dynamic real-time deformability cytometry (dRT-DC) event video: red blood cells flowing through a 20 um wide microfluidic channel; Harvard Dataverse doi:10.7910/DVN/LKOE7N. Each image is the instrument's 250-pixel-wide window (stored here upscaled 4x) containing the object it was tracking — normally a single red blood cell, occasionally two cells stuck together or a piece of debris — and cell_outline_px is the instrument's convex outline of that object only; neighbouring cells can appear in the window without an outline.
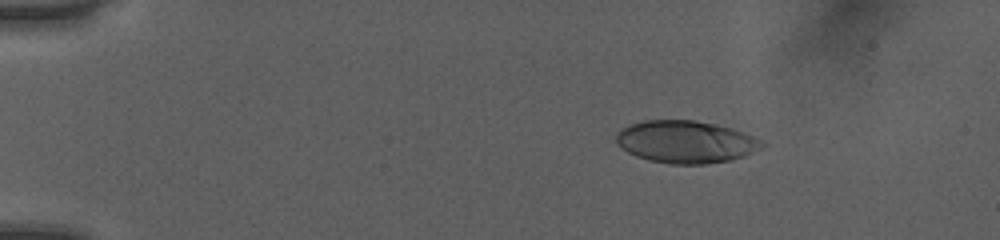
{"species": "human", "species_latin": "Homo sapiens", "temperature_condition": "room temperature", "stored_images_in_passage": 51, "camera_frame_rate_fps": 3000, "um_per_image_px": 0.085, "donor": {"sex": "female"}, "frame": {"image": 1, "passage_image": 8, "time_ms": 2.333, "image_size_px": [1000, 240], "cell_outline_px": [[764, 144], [760, 148], [752, 152], [728, 160], [704, 164], [668, 164], [636, 156], [628, 152], [616, 144], [616, 132], [620, 128], [628, 124], [644, 120], [696, 120], [716, 124], [732, 128], [752, 136], [760, 140]], "centroid_in_image_um": [58.21, 12.04], "position_along_channel_um": 26.8, "area_um2": 35.84}}
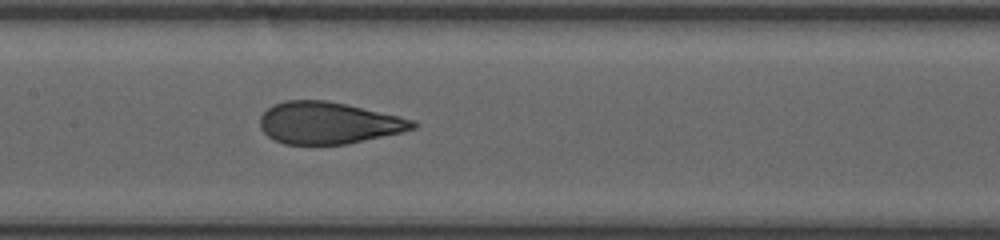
{"frame": {"image": 2, "passage_image": 26, "time_ms": 8.333, "image_size_px": [1000, 240], "cell_outline_px": [[420, 124], [416, 128], [400, 132], [348, 144], [284, 144], [268, 136], [260, 128], [260, 116], [268, 108], [284, 100], [324, 100], [348, 104], [400, 116], [416, 120]], "centroid_in_image_um": [27.95, 10.44], "position_along_channel_um": 179.5, "area_um2": 37.34}}
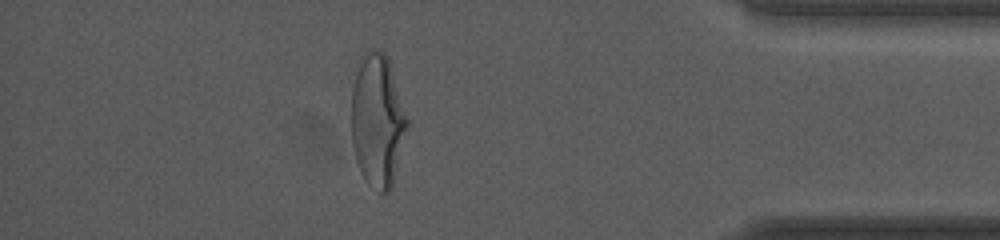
{"frame": {"image": 3, "passage_image": 45, "time_ms": 14.667, "image_size_px": [1000, 240], "cell_outline_px": [[408, 128], [392, 188], [388, 192], [380, 192], [368, 184], [360, 172], [356, 160], [352, 144], [352, 88], [356, 60], [368, 48], [376, 48], [384, 52], [388, 56], [408, 120]], "centroid_in_image_um": [32.08, 10.18], "position_along_channel_um": 403.1, "area_um2": 43.87}, "authors_computed_cell_mechanics": {"area_um2": 37.8012, "velocity_mm_per_s": 4.0435, "shape_relaxation_time_tau1_ms": 4.7905, "shape_relaxation_time_tau2_ms": null, "deformation_change_tau1": 0.2148, "deformation_change_tau2": null}}